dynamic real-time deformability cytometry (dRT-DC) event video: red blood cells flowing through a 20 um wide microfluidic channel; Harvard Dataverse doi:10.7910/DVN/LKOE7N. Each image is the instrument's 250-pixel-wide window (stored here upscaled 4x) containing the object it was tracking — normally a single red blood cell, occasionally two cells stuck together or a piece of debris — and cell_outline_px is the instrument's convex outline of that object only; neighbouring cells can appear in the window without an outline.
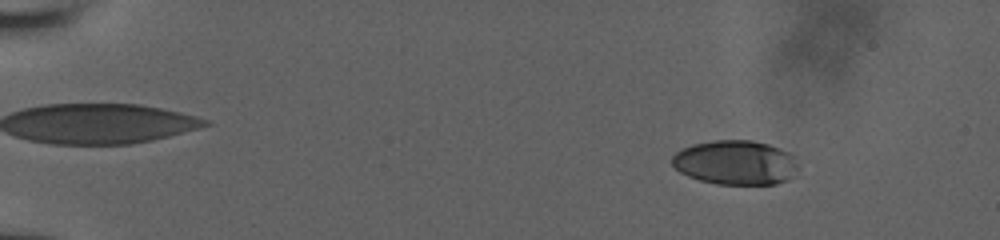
{"species": "human", "species_latin": "Homo sapiens", "temperature_condition": "room temperature", "stored_images_in_passage": 82, "camera_frame_rate_fps": 3000, "um_per_image_px": 0.085, "donor": {"sex": "male"}, "frame": {"image": 1, "passage_image": 13, "time_ms": 3.0, "image_size_px": [1000, 240], "cell_outline_px": [[796, 168], [788, 180], [776, 184], [716, 184], [700, 180], [688, 176], [680, 172], [672, 164], [672, 156], [680, 148], [692, 144], [712, 140], [752, 140], [768, 144], [788, 152], [796, 156]], "centroid_in_image_um": [62.49, 13.81], "position_along_channel_um": 22.5, "area_um2": 32.71}}
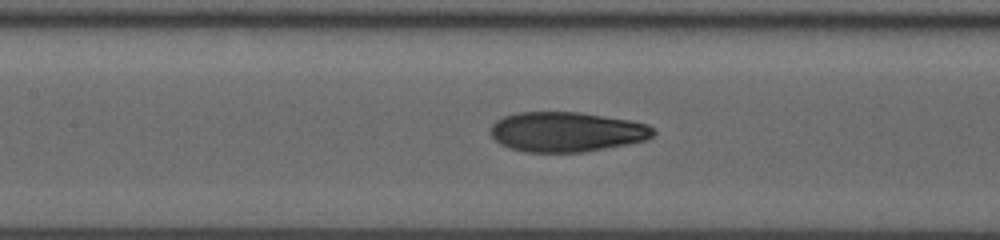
{"frame": {"image": 2, "passage_image": 52, "time_ms": 10.0, "image_size_px": [1000, 240], "cell_outline_px": [[656, 132], [652, 136], [644, 140], [628, 144], [584, 152], [524, 152], [508, 148], [500, 144], [492, 136], [488, 128], [496, 120], [504, 116], [516, 112], [580, 112], [628, 120], [648, 124]], "centroid_in_image_um": [48.11, 11.21], "position_along_channel_um": 159.3, "area_um2": 37.97}}
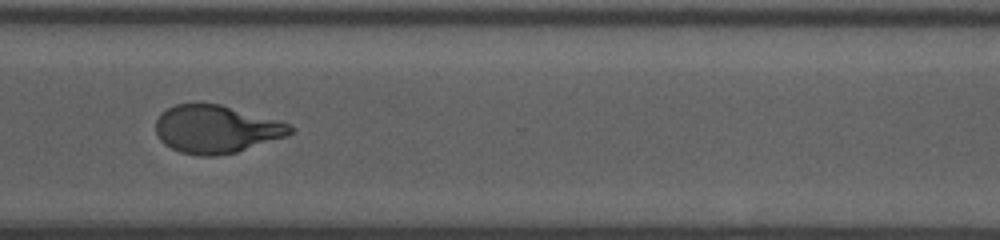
{"frame": {"image": 3, "passage_image": 81, "time_ms": 15.0, "image_size_px": [1000, 240], "cell_outline_px": [[296, 132], [288, 136], [236, 152], [216, 156], [200, 156], [180, 152], [164, 144], [160, 140], [156, 132], [156, 120], [168, 108], [176, 104], [220, 104], [292, 124], [296, 128]], "centroid_in_image_um": [18.43, 10.99], "position_along_channel_um": 352.2, "area_um2": 37.51}}